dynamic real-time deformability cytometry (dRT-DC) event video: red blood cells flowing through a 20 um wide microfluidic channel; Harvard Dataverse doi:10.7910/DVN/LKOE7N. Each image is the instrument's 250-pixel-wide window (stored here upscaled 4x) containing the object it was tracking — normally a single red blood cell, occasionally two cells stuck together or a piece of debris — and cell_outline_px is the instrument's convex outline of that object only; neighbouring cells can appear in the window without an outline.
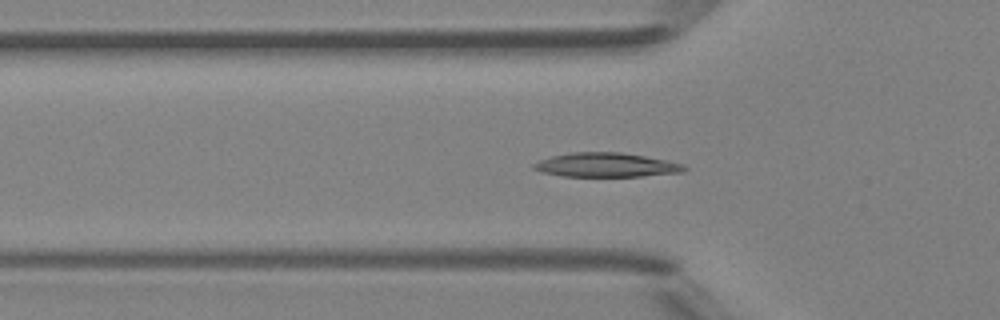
{"species": "Egyptian fruit bat (a non-hibernating species)", "species_latin": "Rousettus aegyptiacus", "temperature_condition": "room temperature", "stored_images_in_passage": 49, "camera_frame_rate_fps": 3000, "um_per_image_px": 0.085, "animal": {"sex": "female"}, "frame": {"image": 1, "passage_image": 16, "time_ms": 5.0, "image_size_px": [1000, 320], "cell_outline_px": [[688, 168], [680, 172], [640, 176], [560, 176], [540, 172], [532, 168], [532, 164], [540, 160], [552, 156], [568, 152], [620, 152], [668, 160], [684, 164]], "centroid_in_image_um": [51.48, 14.01], "position_along_channel_um": 74.3, "area_um2": 21.21}}
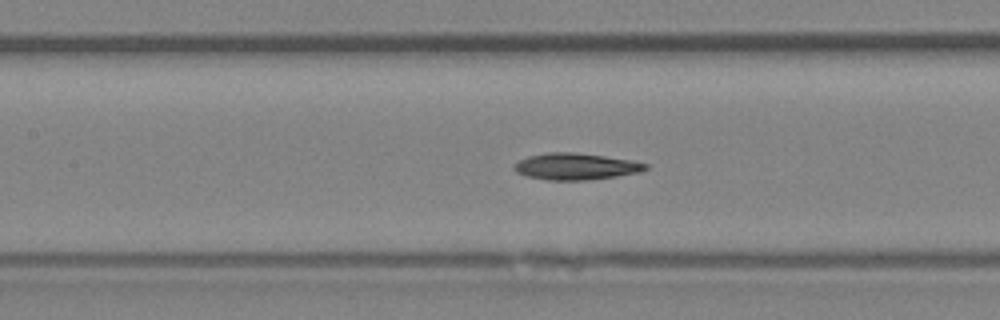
{"frame": {"image": 2, "passage_image": 22, "time_ms": 7.0, "image_size_px": [1000, 320], "cell_outline_px": [[648, 168], [640, 172], [616, 176], [584, 180], [548, 180], [528, 176], [516, 172], [512, 168], [512, 164], [528, 156], [548, 152], [576, 152], [632, 160], [648, 164]], "centroid_in_image_um": [48.92, 14.14], "position_along_channel_um": 158.5, "area_um2": 20.35}}
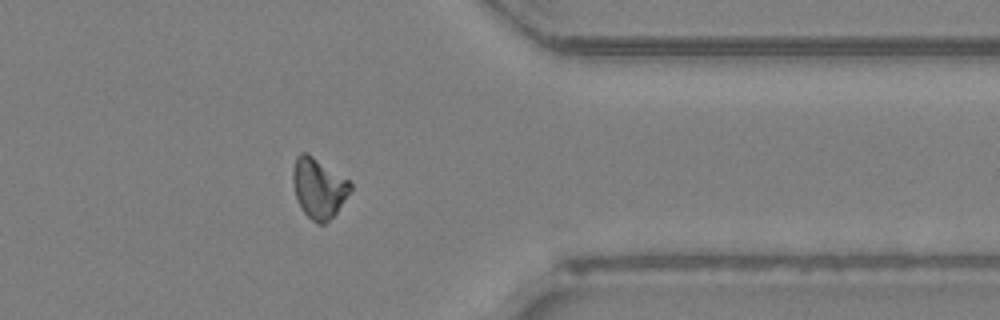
{"frame": {"image": 3, "passage_image": 39, "time_ms": 12.667, "image_size_px": [1000, 320], "cell_outline_px": [[352, 188], [336, 212], [324, 224], [316, 224], [304, 212], [296, 196], [292, 180], [292, 168], [296, 156], [300, 152], [308, 152], [348, 180], [352, 184]], "centroid_in_image_um": [27.06, 15.95], "position_along_channel_um": 384.3, "area_um2": 19.94}, "authors_computed_cell_mechanics": {"area_um2": 20.3456, "velocity_mm_per_s": 4.2057, "shape_relaxation_time_tau1_ms": 4.6861, "shape_relaxation_time_tau2_ms": null, "deformation_change_tau1": 0.1488, "deformation_change_tau2": null}}